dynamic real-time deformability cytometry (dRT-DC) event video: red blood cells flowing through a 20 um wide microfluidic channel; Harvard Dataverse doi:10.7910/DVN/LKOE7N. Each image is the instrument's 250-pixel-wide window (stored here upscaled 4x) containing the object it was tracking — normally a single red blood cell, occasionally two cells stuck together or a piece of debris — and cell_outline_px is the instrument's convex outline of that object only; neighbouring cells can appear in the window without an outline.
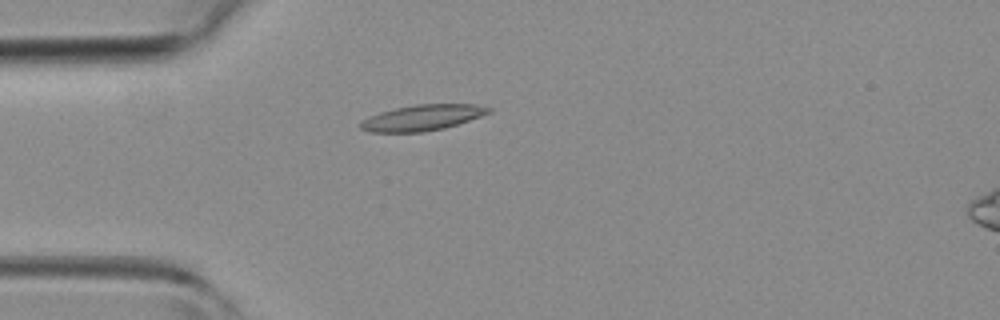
{"species": "common noctule bat (a hibernating species)", "species_latin": "Nyctalus noctula", "temperature_condition": "room temperature", "stored_images_in_passage": 3, "camera_frame_rate_fps": 3000, "um_per_image_px": 0.085, "animal": {"sex": "female", "body_mass_g": 19.3, "forearm_length_mm": 54.1}, "frame": {"image": 1, "passage_image": 2, "time_ms": 1.0, "image_size_px": [1000, 320], "cell_outline_px": [[492, 112], [444, 128], [424, 132], [372, 132], [360, 128], [360, 124], [368, 116], [380, 112], [396, 108], [416, 104], [476, 104], [492, 108]], "centroid_in_image_um": [35.91, 9.99], "position_along_channel_um": 49.1, "area_um2": 19.07}}